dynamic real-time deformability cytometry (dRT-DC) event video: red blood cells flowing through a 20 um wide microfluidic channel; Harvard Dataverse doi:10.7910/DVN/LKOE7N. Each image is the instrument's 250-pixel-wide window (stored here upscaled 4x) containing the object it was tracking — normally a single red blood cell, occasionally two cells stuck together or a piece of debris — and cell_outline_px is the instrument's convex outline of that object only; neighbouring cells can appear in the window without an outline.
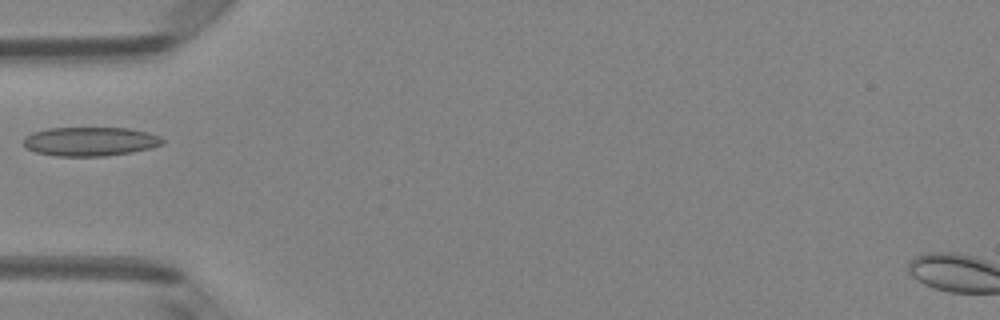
{"species": "Egyptian fruit bat (a non-hibernating species)", "species_latin": "Rousettus aegyptiacus", "temperature_condition": "room temperature", "stored_images_in_passage": 6, "camera_frame_rate_fps": 3000, "um_per_image_px": 0.085, "animal": {"sex": "female"}, "frame": {"image": 1, "passage_image": 5, "time_ms": 1.333, "image_size_px": [1000, 320], "cell_outline_px": [[164, 144], [132, 152], [104, 156], [56, 156], [36, 152], [28, 148], [24, 144], [24, 136], [32, 132], [48, 128], [128, 128], [148, 132], [160, 136], [164, 140]], "centroid_in_image_um": [7.67, 12.02], "position_along_channel_um": 77.3, "area_um2": 23.47}}
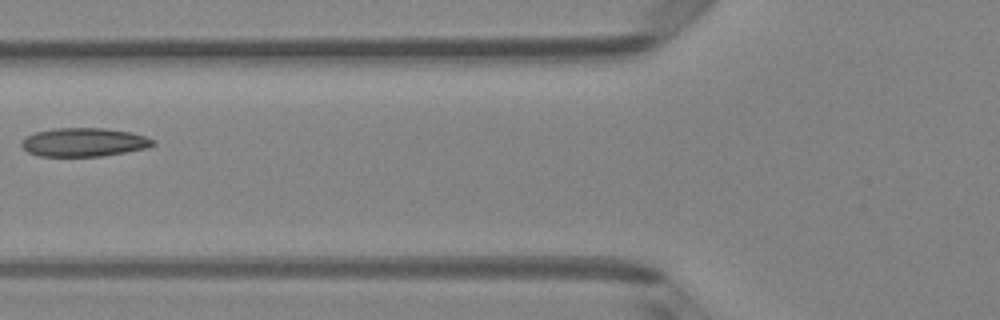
{"frame": {"image": 2, "passage_image": 6, "time_ms": 1.667, "image_size_px": [1000, 320], "cell_outline_px": [[156, 144], [148, 148], [104, 156], [40, 156], [28, 152], [20, 144], [28, 136], [36, 132], [56, 128], [104, 128], [132, 132], [144, 136], [152, 140]], "centroid_in_image_um": [7.17, 12.09], "position_along_channel_um": 118.6, "area_um2": 21.79}}